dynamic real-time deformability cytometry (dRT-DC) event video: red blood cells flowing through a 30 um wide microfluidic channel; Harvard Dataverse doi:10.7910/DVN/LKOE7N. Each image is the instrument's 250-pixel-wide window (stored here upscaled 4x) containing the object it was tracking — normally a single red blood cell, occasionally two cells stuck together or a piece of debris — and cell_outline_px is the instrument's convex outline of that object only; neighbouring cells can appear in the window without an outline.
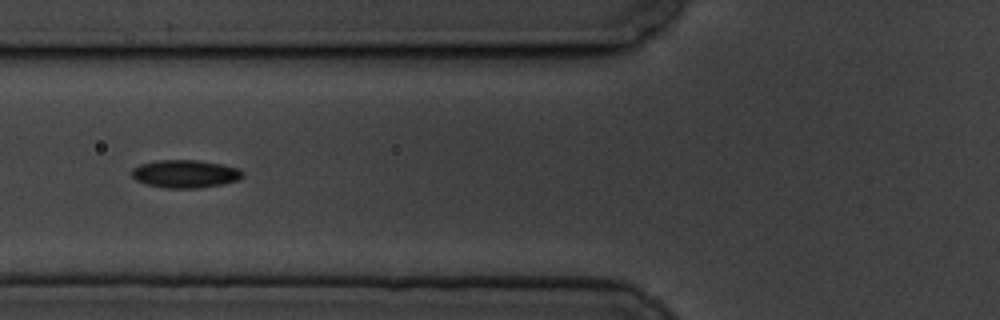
{"species": "common noctule bat (a hibernating species)", "species_latin": "Nyctalus noctula", "temperature_condition": "cold", "stored_images_in_passage": 9, "camera_frame_rate_fps": 3000, "um_per_image_px": 0.085, "animal": {"sex": "male", "body_mass_g": 19.5, "forearm_length_mm": 54.6}, "frame": {"image": 1, "passage_image": 6, "time_ms": 6.667, "image_size_px": [1000, 320], "cell_outline_px": [[244, 176], [240, 180], [220, 184], [196, 188], [164, 188], [148, 184], [136, 180], [132, 176], [132, 168], [140, 164], [160, 160], [200, 160], [240, 168], [244, 172]], "centroid_in_image_um": [15.77, 14.77], "position_along_channel_um": 110.0, "area_um2": 18.03}}
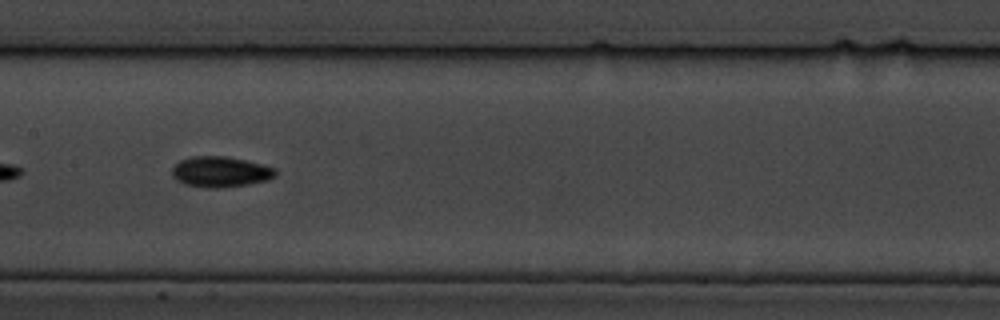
{"frame": {"image": 2, "passage_image": 8, "time_ms": 9.0, "image_size_px": [1000, 320], "cell_outline_px": [[276, 176], [268, 180], [248, 184], [220, 188], [208, 188], [184, 184], [176, 180], [172, 176], [172, 168], [180, 160], [192, 156], [224, 156], [244, 160], [276, 168]], "centroid_in_image_um": [18.72, 14.61], "position_along_channel_um": 188.7, "area_um2": 18.44}}
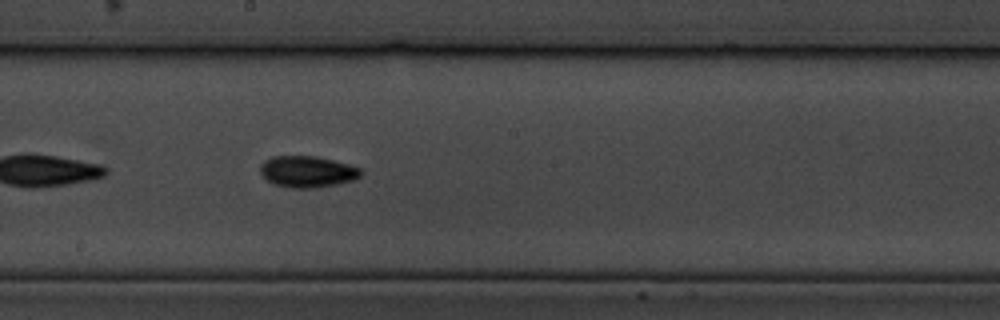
{"frame": {"image": 3, "passage_image": 9, "time_ms": 10.0, "image_size_px": [1000, 320], "cell_outline_px": [[360, 176], [352, 180], [336, 184], [316, 188], [292, 188], [276, 184], [268, 180], [260, 172], [260, 164], [264, 160], [272, 156], [316, 156], [348, 164], [360, 168]], "centroid_in_image_um": [26.09, 14.58], "position_along_channel_um": 222.1, "area_um2": 18.21}}